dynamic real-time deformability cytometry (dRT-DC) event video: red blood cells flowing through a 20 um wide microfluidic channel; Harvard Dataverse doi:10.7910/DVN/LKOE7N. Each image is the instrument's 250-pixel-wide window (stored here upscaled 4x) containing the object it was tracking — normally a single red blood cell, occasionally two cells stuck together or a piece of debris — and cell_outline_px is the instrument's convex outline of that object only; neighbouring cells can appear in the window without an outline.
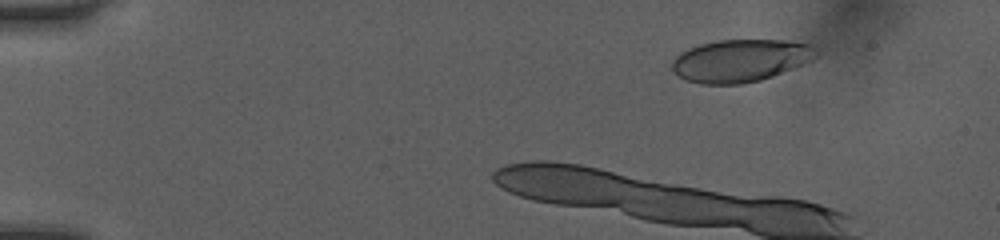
{"species": "human", "species_latin": "Homo sapiens", "temperature_condition": "room temperature", "stored_images_in_passage": 14, "camera_frame_rate_fps": 3000, "um_per_image_px": 0.085, "donor": {"sex": "female"}, "frame": {"image": 1, "passage_image": 7, "time_ms": 2.0, "image_size_px": [1000, 240], "cell_outline_px": [[816, 56], [812, 60], [772, 76], [760, 80], [740, 84], [700, 84], [684, 80], [676, 76], [672, 72], [672, 60], [680, 52], [688, 48], [700, 44], [716, 40], [784, 40], [808, 44], [816, 48]], "centroid_in_image_um": [62.86, 5.15], "position_along_channel_um": 22.1, "area_um2": 35.78}}